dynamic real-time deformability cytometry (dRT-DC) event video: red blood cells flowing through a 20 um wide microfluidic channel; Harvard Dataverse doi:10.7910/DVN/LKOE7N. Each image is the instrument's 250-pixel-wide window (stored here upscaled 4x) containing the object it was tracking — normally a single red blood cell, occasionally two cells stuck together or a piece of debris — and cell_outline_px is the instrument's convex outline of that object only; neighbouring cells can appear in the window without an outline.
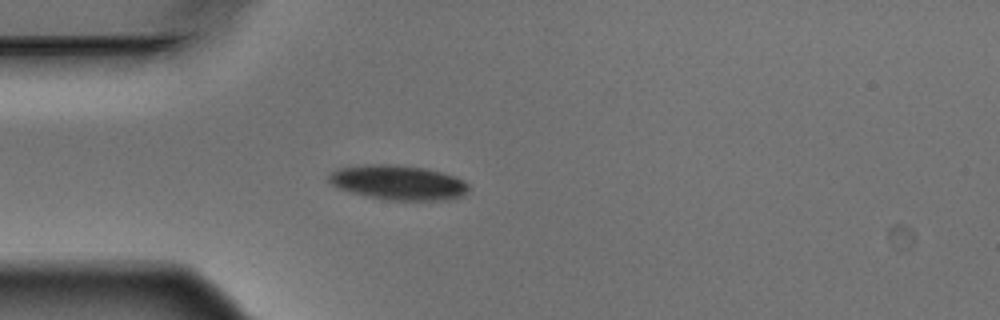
{"species": "Egyptian fruit bat (a non-hibernating species)", "species_latin": "Rousettus aegyptiacus", "temperature_condition": "warm", "stored_images_in_passage": 4, "camera_frame_rate_fps": 3000, "um_per_image_px": 0.085, "animal": {"sex": "male"}, "frame": {"image": 1, "passage_image": 4, "time_ms": 1.0, "image_size_px": [1000, 320], "cell_outline_px": [[468, 192], [464, 196], [448, 200], [388, 200], [368, 196], [352, 192], [340, 188], [332, 184], [328, 180], [328, 176], [336, 168], [364, 164], [396, 164], [424, 168], [456, 176], [464, 180], [468, 184]], "centroid_in_image_um": [33.88, 15.51], "position_along_channel_um": 51.1, "area_um2": 28.38}}